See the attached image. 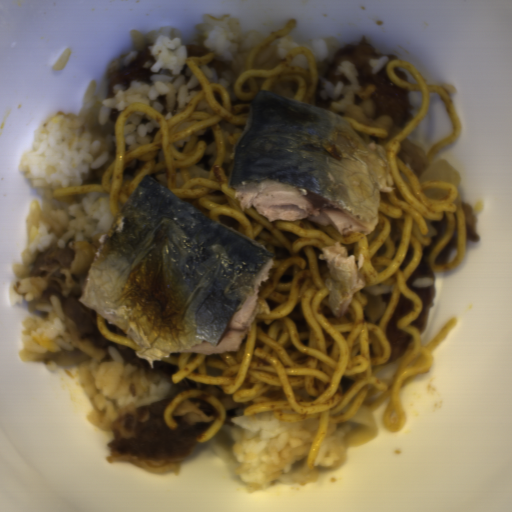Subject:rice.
Here are the masks:
<instances>
[{
	"mask_svg": "<svg viewBox=\"0 0 512 512\" xmlns=\"http://www.w3.org/2000/svg\"><path fill=\"white\" fill-rule=\"evenodd\" d=\"M188 42L173 27L133 30V45L149 44L153 57L150 83L132 80L117 84L107 98L108 76L90 82L78 113L60 111L39 125L19 169L42 203L32 202L24 223L26 241L11 276V304L26 303L19 357L39 363L73 352L63 310L55 295L43 298L27 279L40 250L66 242L90 239L100 244L114 221L112 198L103 193L53 197L67 187L103 183V173L117 154L114 125L124 108L146 106L166 117L181 116L201 92L202 85L188 69ZM191 44V43H190Z\"/></svg>",
	"mask_w": 512,
	"mask_h": 512,
	"instance_id": "rice-1",
	"label": "rice"
},
{
	"mask_svg": "<svg viewBox=\"0 0 512 512\" xmlns=\"http://www.w3.org/2000/svg\"><path fill=\"white\" fill-rule=\"evenodd\" d=\"M358 428L348 417L329 423L309 470L305 464L320 430L319 421L310 417L292 421L267 412L244 414L198 445L215 453L246 484L248 493H255L275 485L308 484L321 470L338 467Z\"/></svg>",
	"mask_w": 512,
	"mask_h": 512,
	"instance_id": "rice-2",
	"label": "rice"
},
{
	"mask_svg": "<svg viewBox=\"0 0 512 512\" xmlns=\"http://www.w3.org/2000/svg\"><path fill=\"white\" fill-rule=\"evenodd\" d=\"M110 361L89 360L75 366L79 390L86 396L88 418L104 431L112 427L117 411L144 407L166 397L174 390L173 375L134 366L114 347L106 349Z\"/></svg>",
	"mask_w": 512,
	"mask_h": 512,
	"instance_id": "rice-3",
	"label": "rice"
},
{
	"mask_svg": "<svg viewBox=\"0 0 512 512\" xmlns=\"http://www.w3.org/2000/svg\"><path fill=\"white\" fill-rule=\"evenodd\" d=\"M195 38V44L214 54L212 62L205 66L211 84L234 92L237 76L267 37L253 31L243 32L242 23L229 14L214 17L206 13L195 26Z\"/></svg>",
	"mask_w": 512,
	"mask_h": 512,
	"instance_id": "rice-4",
	"label": "rice"
},
{
	"mask_svg": "<svg viewBox=\"0 0 512 512\" xmlns=\"http://www.w3.org/2000/svg\"><path fill=\"white\" fill-rule=\"evenodd\" d=\"M338 70L348 80L346 83L326 77L316 80L318 107L377 130L398 132L396 123L385 116L376 115V87L373 83L361 81L357 65L345 59L339 63Z\"/></svg>",
	"mask_w": 512,
	"mask_h": 512,
	"instance_id": "rice-5",
	"label": "rice"
},
{
	"mask_svg": "<svg viewBox=\"0 0 512 512\" xmlns=\"http://www.w3.org/2000/svg\"><path fill=\"white\" fill-rule=\"evenodd\" d=\"M341 46H344L341 42H299L291 37L282 36L264 49L253 64L258 70L275 66L296 49H304L308 51L316 65Z\"/></svg>",
	"mask_w": 512,
	"mask_h": 512,
	"instance_id": "rice-6",
	"label": "rice"
},
{
	"mask_svg": "<svg viewBox=\"0 0 512 512\" xmlns=\"http://www.w3.org/2000/svg\"><path fill=\"white\" fill-rule=\"evenodd\" d=\"M155 123L142 113L127 114L122 123L123 143L130 149L146 145Z\"/></svg>",
	"mask_w": 512,
	"mask_h": 512,
	"instance_id": "rice-7",
	"label": "rice"
},
{
	"mask_svg": "<svg viewBox=\"0 0 512 512\" xmlns=\"http://www.w3.org/2000/svg\"><path fill=\"white\" fill-rule=\"evenodd\" d=\"M416 285H419V286H425V287H435L436 285V280L432 277V278H418L416 281H415Z\"/></svg>",
	"mask_w": 512,
	"mask_h": 512,
	"instance_id": "rice-8",
	"label": "rice"
}]
</instances>
